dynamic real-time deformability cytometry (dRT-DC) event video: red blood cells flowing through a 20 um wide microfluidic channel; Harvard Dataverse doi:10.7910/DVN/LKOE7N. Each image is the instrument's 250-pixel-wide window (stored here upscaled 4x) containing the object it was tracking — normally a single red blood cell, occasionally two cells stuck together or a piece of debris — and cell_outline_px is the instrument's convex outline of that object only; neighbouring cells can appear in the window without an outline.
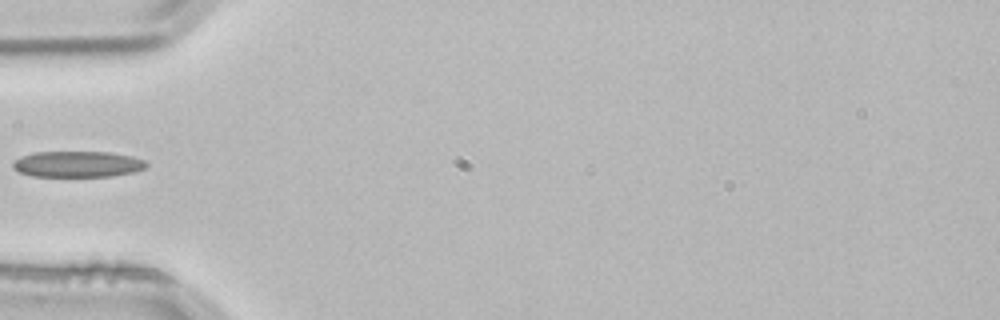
{"species": "common noctule bat (a hibernating species)", "species_latin": "Nyctalus noctula", "temperature_condition": "room temperature", "stored_images_in_passage": 2, "camera_frame_rate_fps": 3000, "um_per_image_px": 0.085, "animal": {"sex": "male", "body_mass_g": 21.5, "forearm_length_mm": 52.0}, "frame": {"image": 1, "passage_image": 2, "time_ms": 0.333, "image_size_px": [1000, 320], "cell_outline_px": [[148, 168], [132, 172], [112, 176], [32, 176], [20, 172], [12, 168], [12, 164], [16, 160], [24, 156], [36, 152], [108, 152], [132, 156], [144, 160], [148, 164]], "centroid_in_image_um": [6.63, 13.95], "position_along_channel_um": 78.4, "area_um2": 20.11}}